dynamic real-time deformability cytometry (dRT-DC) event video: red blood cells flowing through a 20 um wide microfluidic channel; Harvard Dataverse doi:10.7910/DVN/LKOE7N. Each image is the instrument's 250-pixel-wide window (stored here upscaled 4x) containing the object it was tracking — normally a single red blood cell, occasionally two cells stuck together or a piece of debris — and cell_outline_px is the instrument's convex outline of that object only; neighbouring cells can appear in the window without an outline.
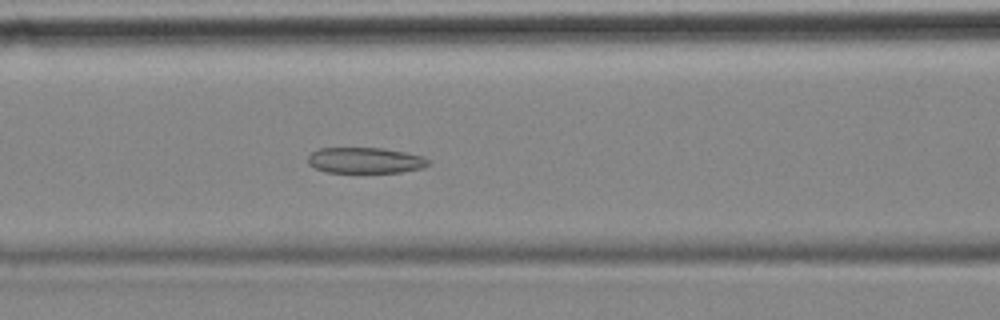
{"species": "common noctule bat (a hibernating species)", "species_latin": "Nyctalus noctula", "temperature_condition": "cold", "stored_images_in_passage": 41, "camera_frame_rate_fps": 3000, "um_per_image_px": 0.085, "animal": {"sex": "female", "body_mass_g": 18.4}, "frame": {"image": 1, "passage_image": 7, "time_ms": 2.0, "image_size_px": [1000, 320], "cell_outline_px": [[432, 164], [420, 168], [400, 172], [328, 172], [316, 168], [308, 164], [308, 156], [312, 152], [320, 148], [380, 148], [404, 152], [424, 156], [432, 160]], "centroid_in_image_um": [31.08, 13.63], "position_along_channel_um": 135.5, "area_um2": 18.09}}
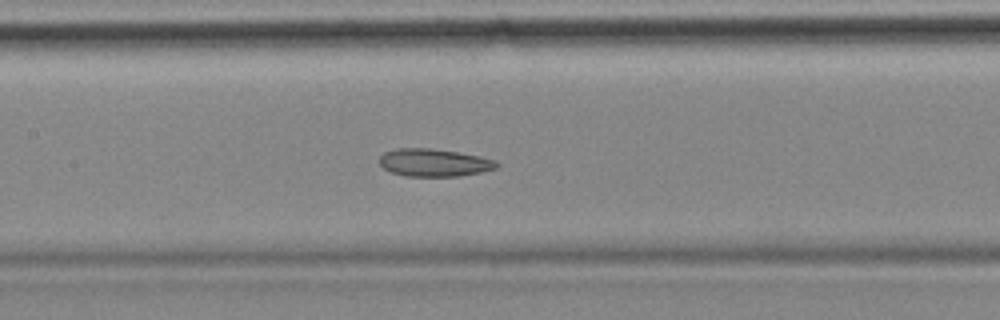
{"frame": {"image": 2, "passage_image": 10, "time_ms": 3.0, "image_size_px": [1000, 320], "cell_outline_px": [[500, 164], [496, 168], [480, 172], [460, 176], [404, 176], [392, 172], [384, 168], [380, 164], [380, 156], [384, 152], [396, 148], [432, 148], [480, 156], [496, 160]], "centroid_in_image_um": [36.9, 13.82], "position_along_channel_um": 170.5, "area_um2": 18.9}}
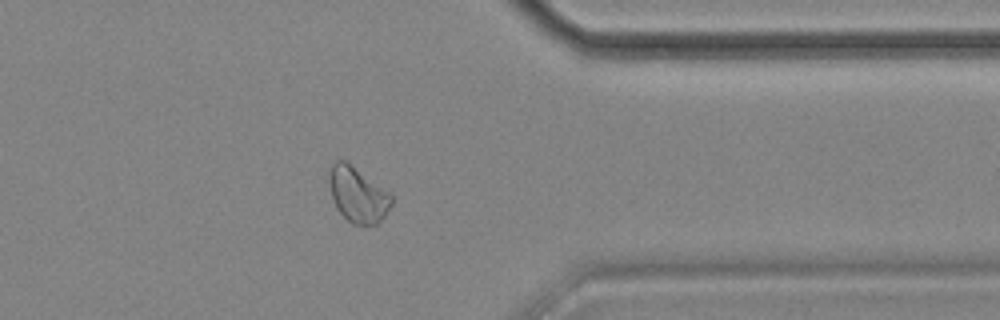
{"frame": {"image": 3, "passage_image": 29, "time_ms": 9.333, "image_size_px": [1000, 320], "cell_outline_px": [[392, 204], [384, 216], [376, 224], [352, 224], [336, 208], [332, 200], [328, 172], [332, 164], [336, 160], [344, 160], [388, 192], [392, 196]], "centroid_in_image_um": [30.38, 16.55], "position_along_channel_um": 381.0, "area_um2": 19.59}, "authors_computed_cell_mechanics": {"area_um2": 18.9584, "velocity_mm_per_s": 3.5039, "shape_relaxation_time_tau1_ms": null, "shape_relaxation_time_tau2_ms": 4.4648, "deformation_change_tau1": null, "deformation_change_tau2": 0.1071}}